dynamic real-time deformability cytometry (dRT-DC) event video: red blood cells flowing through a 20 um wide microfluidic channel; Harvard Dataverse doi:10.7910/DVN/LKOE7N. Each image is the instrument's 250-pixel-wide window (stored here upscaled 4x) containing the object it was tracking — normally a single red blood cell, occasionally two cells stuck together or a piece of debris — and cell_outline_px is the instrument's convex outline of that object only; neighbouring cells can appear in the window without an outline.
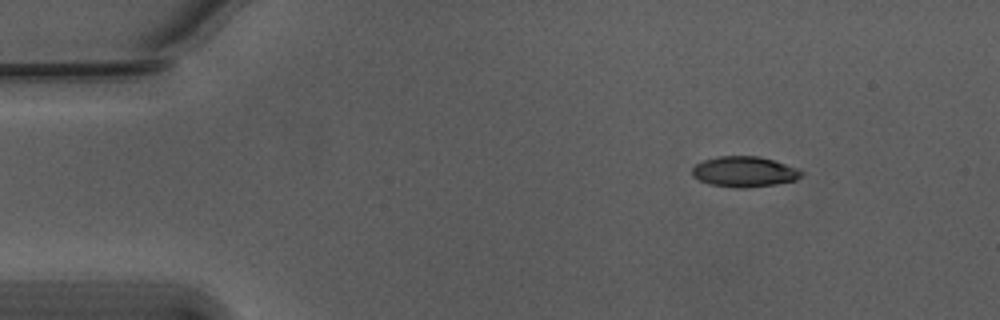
{"species": "Egyptian fruit bat (a non-hibernating species)", "species_latin": "Rousettus aegyptiacus", "temperature_condition": "warm", "stored_images_in_passage": 48, "camera_frame_rate_fps": 3000, "um_per_image_px": 0.085, "animal": {"sex": "male"}, "frame": {"image": 1, "passage_image": 1, "time_ms": 0.0, "image_size_px": [1000, 320], "cell_outline_px": [[804, 172], [796, 180], [776, 184], [712, 184], [700, 180], [692, 176], [692, 168], [696, 164], [704, 160], [720, 156], [756, 156], [772, 160], [800, 168]], "centroid_in_image_um": [63.3, 14.53], "position_along_channel_um": 21.7, "area_um2": 18.26}}
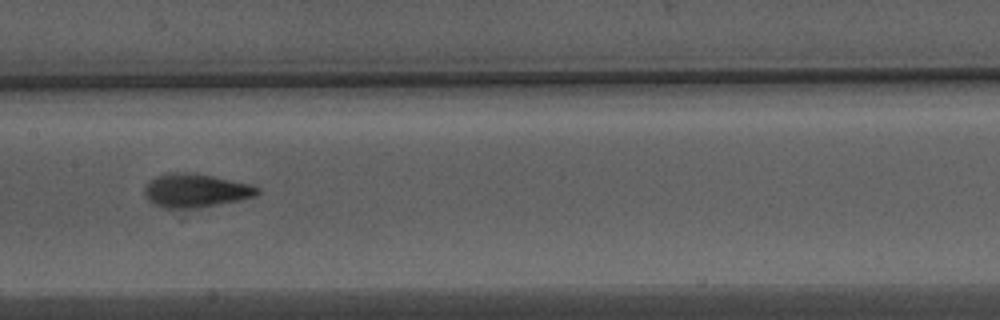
{"frame": {"image": 2, "passage_image": 21, "time_ms": 6.667, "image_size_px": [1000, 320], "cell_outline_px": [[260, 192], [252, 196], [240, 200], [200, 208], [164, 208], [148, 200], [144, 192], [144, 188], [148, 180], [156, 176], [168, 172], [184, 172], [212, 176], [252, 184], [260, 188]], "centroid_in_image_um": [16.61, 16.19], "position_along_channel_um": 190.8, "area_um2": 22.14}}
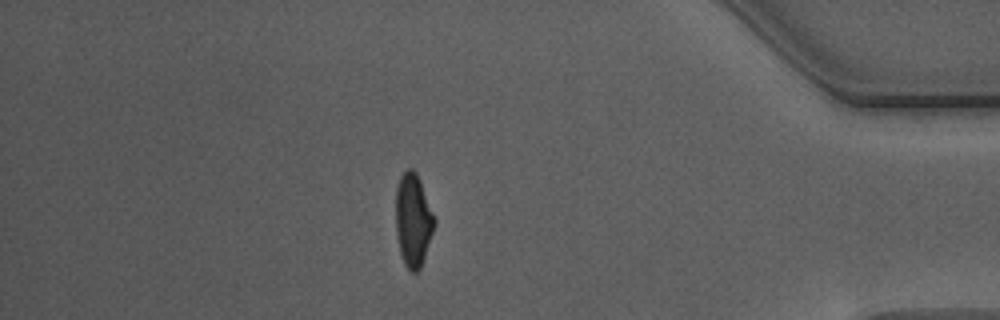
{"frame": {"image": 3, "passage_image": 41, "time_ms": 13.333, "image_size_px": [1000, 320], "cell_outline_px": [[436, 220], [420, 268], [416, 272], [412, 272], [404, 264], [400, 252], [396, 232], [396, 188], [400, 176], [408, 168], [412, 168], [416, 172], [420, 180]], "centroid_in_image_um": [35.1, 18.67], "position_along_channel_um": 400.1, "area_um2": 20.63}, "authors_computed_cell_mechanics": {"area_um2": 20.6346, "velocity_mm_per_s": 3.7656, "shape_relaxation_time_tau1_ms": 3.475, "shape_relaxation_time_tau2_ms": 1.5998, "deformation_change_tau1": 0.2006, "deformation_change_tau2": 0.092}}